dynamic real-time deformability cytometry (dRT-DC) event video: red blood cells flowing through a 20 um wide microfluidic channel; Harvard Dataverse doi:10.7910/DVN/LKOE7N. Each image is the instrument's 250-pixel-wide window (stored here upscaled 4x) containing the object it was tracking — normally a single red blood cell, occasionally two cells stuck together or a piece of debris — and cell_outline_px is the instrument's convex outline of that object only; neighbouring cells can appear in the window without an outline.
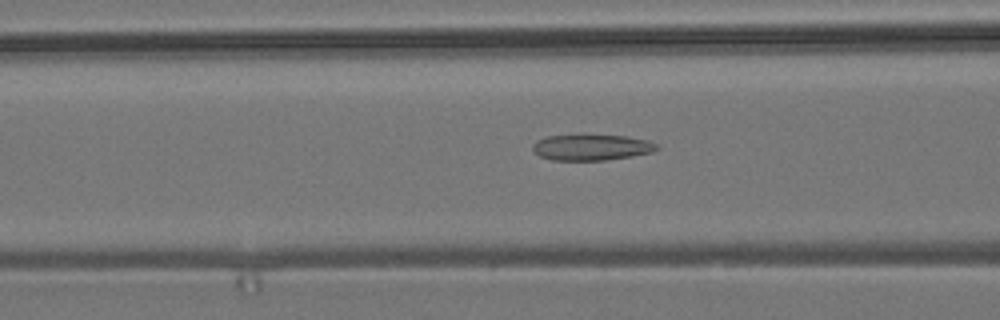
{"species": "common noctule bat (a hibernating species)", "species_latin": "Nyctalus noctula", "temperature_condition": "room temperature", "stored_images_in_passage": 55, "camera_frame_rate_fps": 3000, "um_per_image_px": 0.085, "animal": {"sex": "male", "body_mass_g": 19.2, "forearm_length_mm": 51.8}, "frame": {"image": 1, "passage_image": 21, "time_ms": 6.667, "image_size_px": [1000, 320], "cell_outline_px": [[660, 148], [652, 152], [632, 156], [604, 160], [552, 160], [540, 156], [532, 148], [532, 144], [536, 140], [544, 136], [576, 132], [580, 132], [628, 136], [648, 140], [656, 144]], "centroid_in_image_um": [50.23, 12.46], "position_along_channel_um": 116.4, "area_um2": 19.77}}
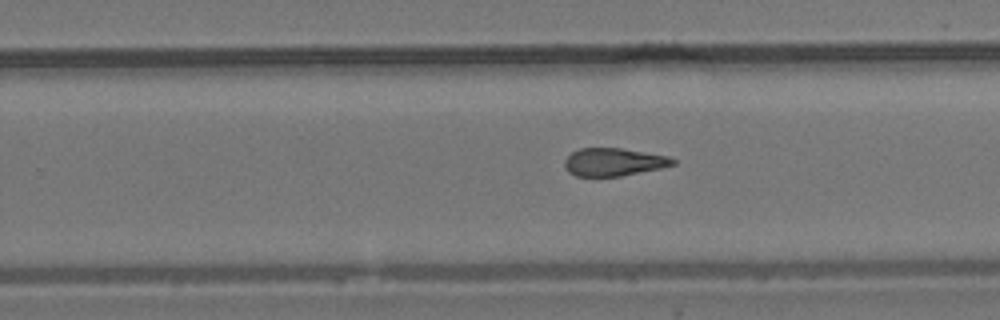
{"frame": {"image": 2, "passage_image": 34, "time_ms": 11.0, "image_size_px": [1000, 320], "cell_outline_px": [[676, 164], [660, 168], [620, 176], [576, 176], [568, 172], [564, 168], [564, 160], [572, 152], [580, 148], [620, 148], [668, 156], [676, 160]], "centroid_in_image_um": [52.13, 13.77], "position_along_channel_um": 277.7, "area_um2": 17.51}}
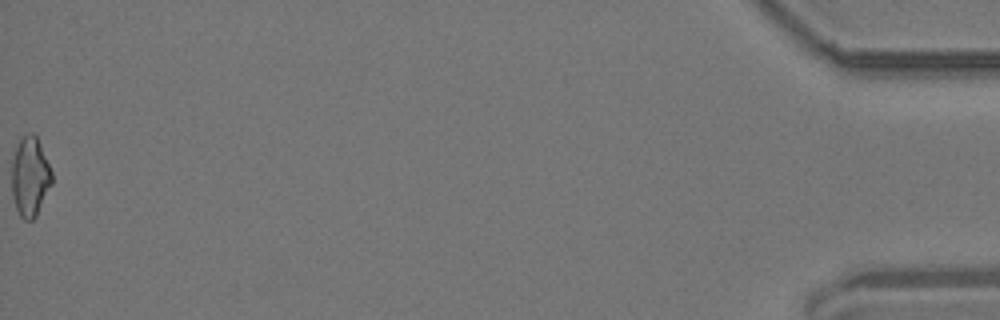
{"frame": {"image": 3, "passage_image": 55, "time_ms": 18.0, "image_size_px": [1000, 320], "cell_outline_px": [[52, 184], [36, 216], [32, 220], [24, 220], [20, 216], [16, 208], [12, 196], [12, 160], [16, 148], [20, 140], [28, 132], [32, 132], [36, 136], [40, 144], [52, 172]], "centroid_in_image_um": [2.55, 15.04], "position_along_channel_um": 432.6, "area_um2": 18.5}, "authors_computed_cell_mechanics": {"area_um2": 18.8428, "velocity_mm_per_s": 3.7265, "shape_relaxation_time_tau1_ms": null, "shape_relaxation_time_tau2_ms": 1.993, "deformation_change_tau1": null, "deformation_change_tau2": 0.1061}}